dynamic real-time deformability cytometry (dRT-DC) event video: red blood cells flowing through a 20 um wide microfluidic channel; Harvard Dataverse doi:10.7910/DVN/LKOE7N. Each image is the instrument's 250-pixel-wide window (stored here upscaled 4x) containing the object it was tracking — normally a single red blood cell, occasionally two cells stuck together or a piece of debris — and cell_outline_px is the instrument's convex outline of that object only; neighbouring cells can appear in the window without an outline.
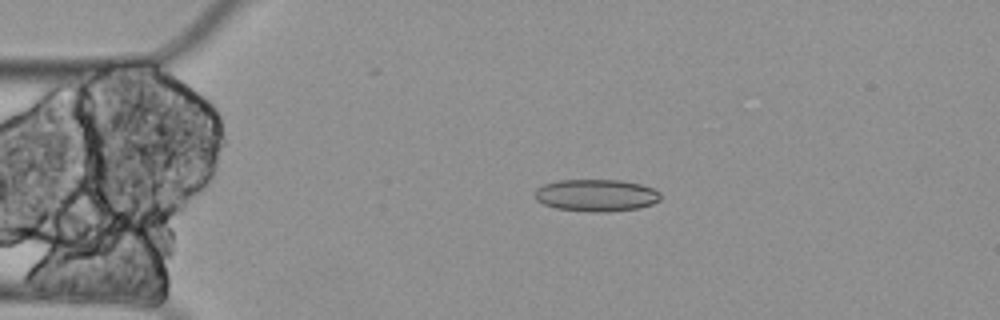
{"species": "Egyptian fruit bat (a non-hibernating species)", "species_latin": "Rousettus aegyptiacus", "temperature_condition": "cold", "stored_images_in_passage": 3, "camera_frame_rate_fps": 3000, "um_per_image_px": 0.085, "animal": {"sex": "female"}, "frame": {"image": 1, "passage_image": 2, "time_ms": 0.333, "image_size_px": [1000, 320], "cell_outline_px": [[660, 200], [652, 204], [640, 208], [604, 212], [596, 212], [556, 208], [544, 204], [536, 200], [532, 192], [536, 188], [544, 184], [560, 180], [620, 180], [640, 184], [652, 188], [660, 192]], "centroid_in_image_um": [50.66, 16.6], "position_along_channel_um": 34.3, "area_um2": 23.58}}